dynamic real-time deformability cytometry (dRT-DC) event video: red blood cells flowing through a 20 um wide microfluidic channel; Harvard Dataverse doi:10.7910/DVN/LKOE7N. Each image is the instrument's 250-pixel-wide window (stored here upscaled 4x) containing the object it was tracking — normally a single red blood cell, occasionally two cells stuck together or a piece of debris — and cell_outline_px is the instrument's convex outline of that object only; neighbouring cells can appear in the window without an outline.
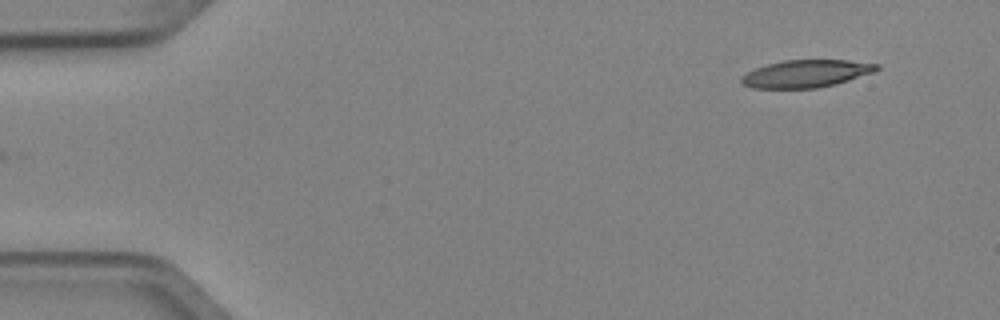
{"species": "Egyptian fruit bat (a non-hibernating species)", "species_latin": "Rousettus aegyptiacus", "temperature_condition": "cold", "stored_images_in_passage": 3, "camera_frame_rate_fps": 3000, "um_per_image_px": 0.085, "animal": {"sex": "female"}, "frame": {"image": 1, "passage_image": 3, "time_ms": 0.667, "image_size_px": [1000, 320], "cell_outline_px": [[880, 68], [872, 72], [836, 84], [816, 88], [752, 88], [740, 84], [740, 76], [756, 68], [768, 64], [784, 60], [848, 60], [880, 64]], "centroid_in_image_um": [68.48, 6.26], "position_along_channel_um": 16.5, "area_um2": 21.62}}